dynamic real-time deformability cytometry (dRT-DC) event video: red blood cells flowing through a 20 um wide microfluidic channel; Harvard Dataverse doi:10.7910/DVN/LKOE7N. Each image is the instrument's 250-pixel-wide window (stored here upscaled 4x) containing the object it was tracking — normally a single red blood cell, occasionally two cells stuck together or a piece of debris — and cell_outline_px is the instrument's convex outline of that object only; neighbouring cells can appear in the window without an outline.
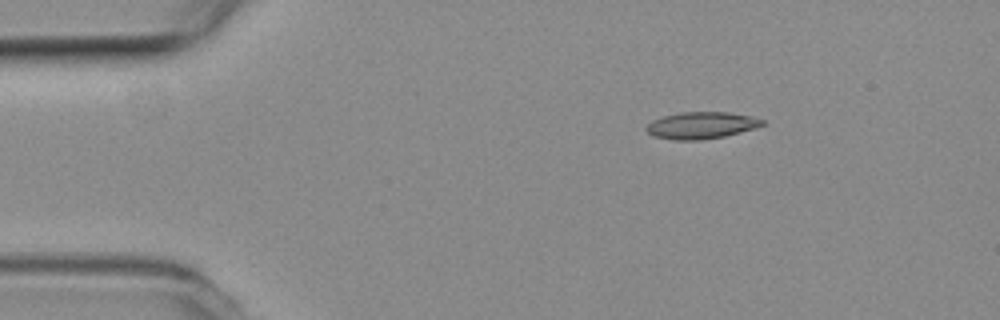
{"species": "common noctule bat (a hibernating species)", "species_latin": "Nyctalus noctula", "temperature_condition": "room temperature", "stored_images_in_passage": 4, "camera_frame_rate_fps": 3000, "um_per_image_px": 0.085, "animal": {"sex": "female", "body_mass_g": 19.3, "forearm_length_mm": 54.1}, "frame": {"image": 1, "passage_image": 3, "time_ms": 0.667, "image_size_px": [1000, 320], "cell_outline_px": [[764, 124], [756, 128], [724, 136], [700, 140], [676, 140], [656, 136], [648, 132], [644, 128], [652, 120], [664, 116], [680, 112], [728, 112], [752, 116], [764, 120]], "centroid_in_image_um": [59.63, 10.64], "position_along_channel_um": 25.4, "area_um2": 18.03}}